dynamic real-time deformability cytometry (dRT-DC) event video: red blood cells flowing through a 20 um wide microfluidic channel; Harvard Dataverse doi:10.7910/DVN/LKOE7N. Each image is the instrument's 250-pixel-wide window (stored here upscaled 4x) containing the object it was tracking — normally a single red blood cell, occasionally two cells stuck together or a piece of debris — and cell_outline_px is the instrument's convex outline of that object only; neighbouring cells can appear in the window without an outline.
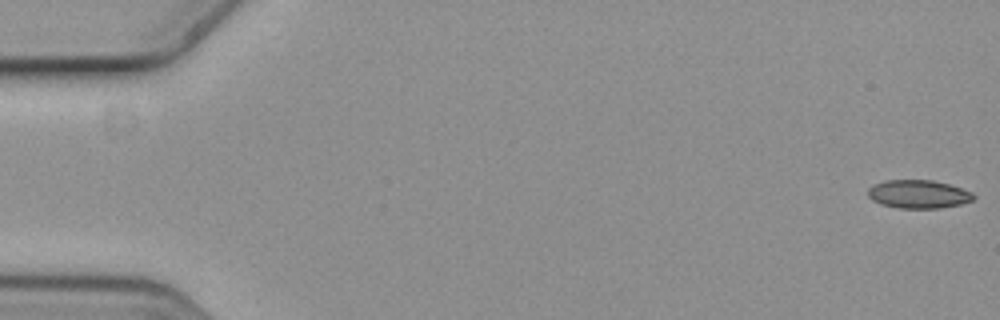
{"species": "common noctule bat (a hibernating species)", "species_latin": "Nyctalus noctula", "temperature_condition": "cold", "stored_images_in_passage": 5, "camera_frame_rate_fps": 3000, "um_per_image_px": 0.085, "animal": {"sex": "female", "body_mass_g": 19.3, "forearm_length_mm": 54.1}, "frame": {"image": 1, "passage_image": 1, "time_ms": 0.0, "image_size_px": [1000, 320], "cell_outline_px": [[976, 196], [972, 200], [960, 204], [940, 208], [900, 208], [880, 204], [872, 200], [868, 196], [868, 188], [876, 184], [888, 180], [932, 180], [948, 184], [972, 192]], "centroid_in_image_um": [78.06, 16.51], "position_along_channel_um": 6.9, "area_um2": 17.28}}
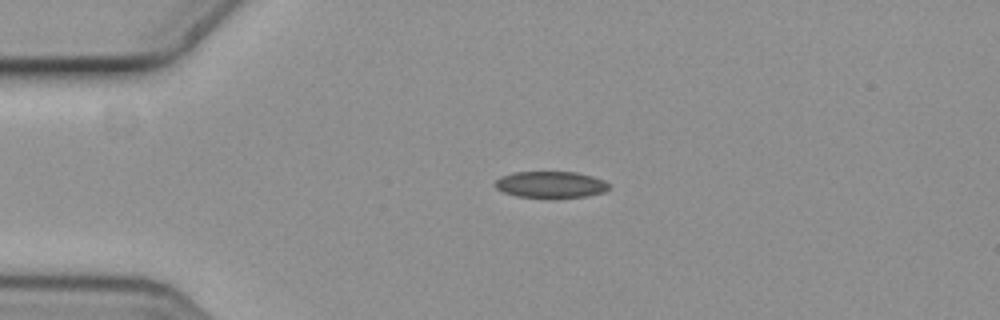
{"frame": {"image": 2, "passage_image": 4, "time_ms": 1.0, "image_size_px": [1000, 320], "cell_outline_px": [[608, 188], [604, 192], [584, 196], [516, 196], [504, 192], [496, 188], [492, 184], [500, 176], [512, 172], [576, 172], [592, 176], [604, 180], [608, 184]], "centroid_in_image_um": [46.75, 15.65], "position_along_channel_um": 38.2, "area_um2": 17.17}}